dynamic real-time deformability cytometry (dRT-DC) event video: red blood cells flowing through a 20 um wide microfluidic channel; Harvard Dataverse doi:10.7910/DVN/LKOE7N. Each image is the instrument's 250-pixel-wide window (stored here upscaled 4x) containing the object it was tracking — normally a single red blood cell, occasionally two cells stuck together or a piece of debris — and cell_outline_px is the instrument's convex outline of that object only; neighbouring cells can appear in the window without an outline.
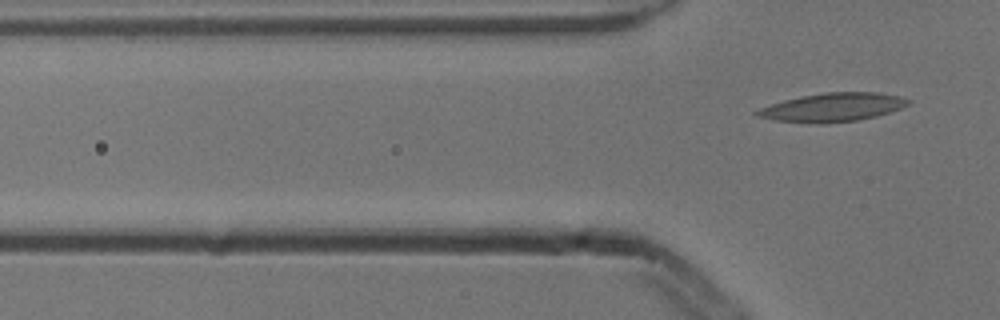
{"species": "common noctule bat (a hibernating species)", "species_latin": "Nyctalus noctula", "temperature_condition": "cold", "stored_images_in_passage": 6, "camera_frame_rate_fps": 3000, "um_per_image_px": 0.085, "animal": {"sex": "male", "body_mass_g": 13.3}, "frame": {"image": 1, "passage_image": 6, "time_ms": 1.667, "image_size_px": [1000, 320], "cell_outline_px": [[912, 100], [908, 104], [900, 108], [876, 116], [856, 120], [824, 124], [808, 124], [776, 120], [756, 116], [752, 112], [760, 108], [784, 100], [824, 92], [876, 92], [900, 96]], "centroid_in_image_um": [70.75, 9.13], "position_along_channel_um": 55.1, "area_um2": 25.14}}